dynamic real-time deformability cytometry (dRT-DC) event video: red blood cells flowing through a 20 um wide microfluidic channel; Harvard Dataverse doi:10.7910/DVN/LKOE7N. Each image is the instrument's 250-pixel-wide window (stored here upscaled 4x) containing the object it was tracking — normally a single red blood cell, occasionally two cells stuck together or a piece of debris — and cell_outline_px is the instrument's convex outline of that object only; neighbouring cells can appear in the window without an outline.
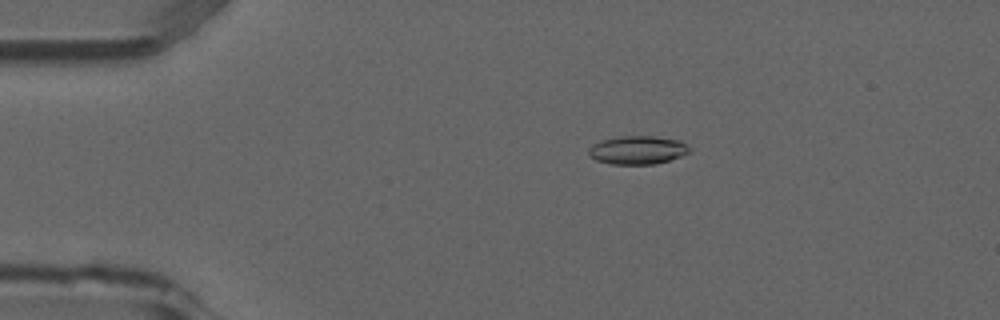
{"species": "common noctule bat (a hibernating species)", "species_latin": "Nyctalus noctula", "temperature_condition": "room temperature", "stored_images_in_passage": 52, "camera_frame_rate_fps": 3000, "um_per_image_px": 0.085, "animal": {"sex": "male", "forearm_length_mm": 52.5}, "frame": {"image": 1, "passage_image": 10, "time_ms": 3.0, "image_size_px": [1000, 320], "cell_outline_px": [[688, 152], [680, 156], [656, 164], [612, 164], [596, 160], [588, 156], [588, 148], [600, 140], [620, 136], [652, 136], [680, 140], [688, 148]], "centroid_in_image_um": [54.13, 12.75], "position_along_channel_um": 30.9, "area_um2": 16.53}}
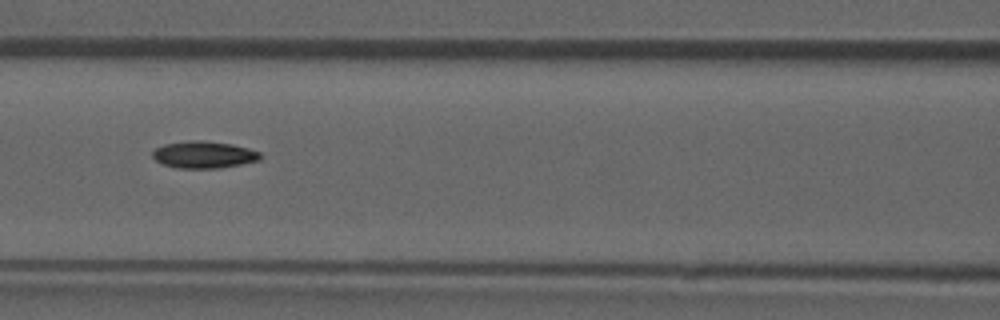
{"frame": {"image": 2, "passage_image": 23, "time_ms": 7.333, "image_size_px": [1000, 320], "cell_outline_px": [[260, 160], [240, 164], [216, 168], [176, 168], [164, 164], [156, 160], [152, 156], [152, 152], [156, 148], [164, 144], [188, 140], [200, 140], [232, 144], [248, 148], [260, 152]], "centroid_in_image_um": [17.3, 13.14], "position_along_channel_um": 149.3, "area_um2": 16.82}}
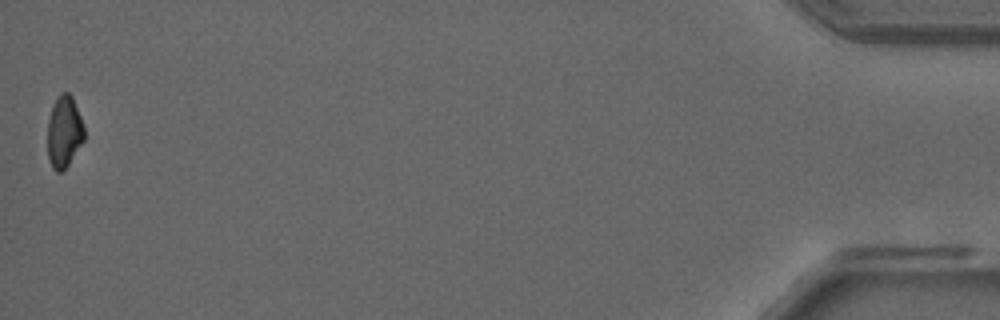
{"frame": {"image": 3, "passage_image": 52, "time_ms": 17.0, "image_size_px": [1000, 320], "cell_outline_px": [[84, 140], [68, 164], [60, 172], [56, 172], [52, 168], [48, 156], [48, 120], [52, 104], [56, 96], [60, 92], [68, 92], [72, 96], [84, 124]], "centroid_in_image_um": [5.45, 11.15], "position_along_channel_um": 429.8, "area_um2": 15.43}}